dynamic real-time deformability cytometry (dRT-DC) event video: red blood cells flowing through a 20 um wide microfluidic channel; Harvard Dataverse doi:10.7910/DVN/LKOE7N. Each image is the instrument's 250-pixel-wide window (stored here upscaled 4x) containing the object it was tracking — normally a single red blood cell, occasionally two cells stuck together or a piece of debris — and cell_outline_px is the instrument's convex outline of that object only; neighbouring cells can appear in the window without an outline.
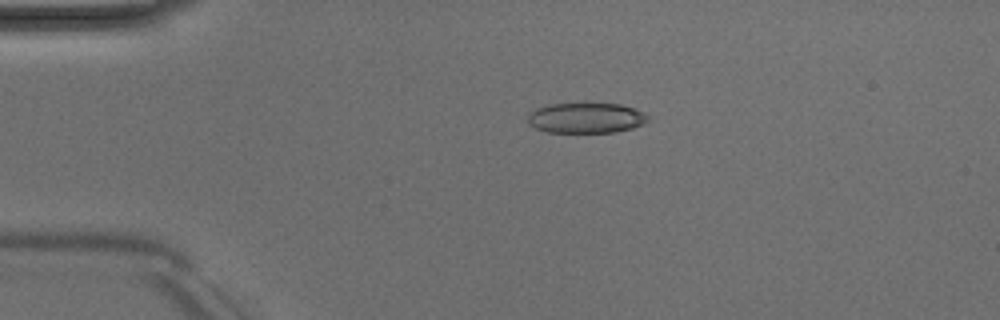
{"species": "Egyptian fruit bat (a non-hibernating species)", "species_latin": "Rousettus aegyptiacus", "temperature_condition": "room temperature", "stored_images_in_passage": 40, "camera_frame_rate_fps": 3000, "um_per_image_px": 0.085, "animal": {"sex": "male"}, "frame": {"image": 1, "passage_image": 1, "time_ms": 0.0, "image_size_px": [1000, 320], "cell_outline_px": [[652, 120], [632, 128], [616, 132], [548, 132], [536, 128], [528, 124], [528, 112], [536, 108], [548, 104], [620, 104], [644, 112], [652, 116]], "centroid_in_image_um": [49.84, 10.03], "position_along_channel_um": 35.2, "area_um2": 21.39}}
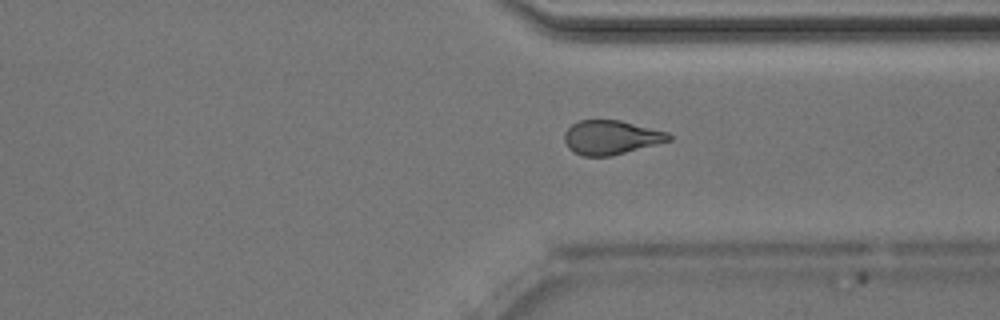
{"frame": {"image": 2, "passage_image": 28, "time_ms": 9.0, "image_size_px": [1000, 320], "cell_outline_px": [[672, 140], [612, 156], [584, 156], [572, 152], [568, 148], [564, 140], [564, 132], [572, 124], [580, 120], [620, 120], [668, 132], [672, 136]], "centroid_in_image_um": [51.93, 11.68], "position_along_channel_um": 359.5, "area_um2": 20.87}}
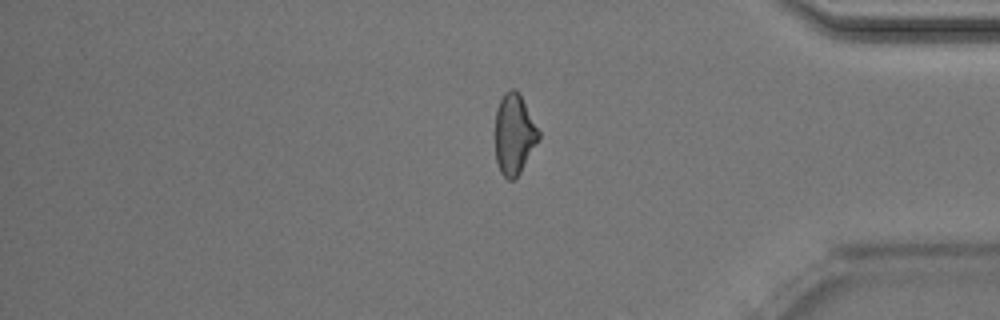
{"frame": {"image": 3, "passage_image": 32, "time_ms": 10.333, "image_size_px": [1000, 320], "cell_outline_px": [[540, 136], [520, 172], [512, 180], [508, 180], [500, 172], [496, 160], [496, 108], [504, 92], [508, 88], [516, 88], [520, 92], [540, 132]], "centroid_in_image_um": [43.7, 11.34], "position_along_channel_um": 391.5, "area_um2": 20.35}, "authors_computed_cell_mechanics": {"area_um2": 21.4149, "velocity_mm_per_s": 4.0572, "shape_relaxation_time_tau1_ms": 7.7679, "shape_relaxation_time_tau2_ms": 2.6433, "deformation_change_tau1": 0.1674, "deformation_change_tau2": 0.1077}}